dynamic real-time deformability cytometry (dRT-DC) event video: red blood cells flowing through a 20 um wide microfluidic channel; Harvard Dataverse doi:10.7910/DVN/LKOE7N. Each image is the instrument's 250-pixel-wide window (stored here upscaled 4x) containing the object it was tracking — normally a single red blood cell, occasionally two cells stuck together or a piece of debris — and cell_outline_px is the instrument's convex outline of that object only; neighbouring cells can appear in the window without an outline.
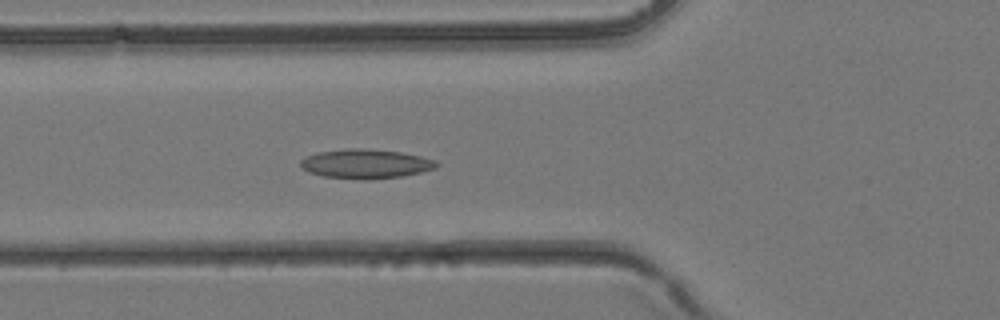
{"species": "common noctule bat (a hibernating species)", "species_latin": "Nyctalus noctula", "temperature_condition": "room temperature", "stored_images_in_passage": 33, "camera_frame_rate_fps": 3000, "um_per_image_px": 0.085, "animal": {"sex": "female", "body_mass_g": 24.6, "forearm_length_mm": 56.2}, "frame": {"image": 1, "passage_image": 8, "time_ms": 2.333, "image_size_px": [1000, 320], "cell_outline_px": [[440, 164], [436, 168], [420, 172], [400, 176], [368, 180], [364, 180], [324, 176], [308, 172], [300, 168], [300, 160], [316, 152], [348, 148], [360, 148], [400, 152], [420, 156], [436, 160]], "centroid_in_image_um": [31.06, 13.92], "position_along_channel_um": 94.7, "area_um2": 23.24}}
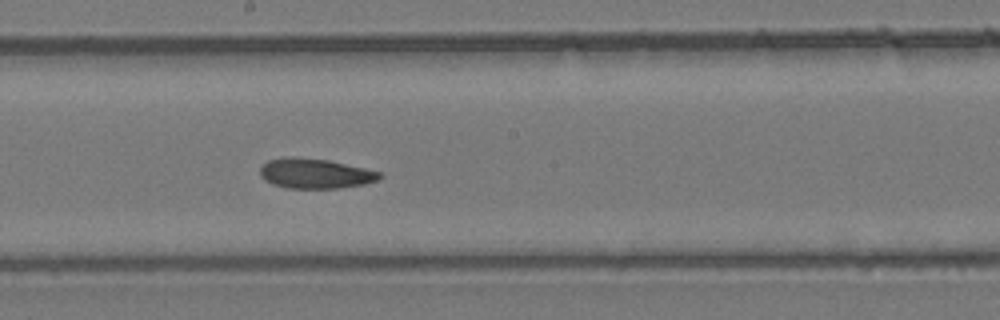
{"frame": {"image": 2, "passage_image": 15, "time_ms": 4.667, "image_size_px": [1000, 320], "cell_outline_px": [[384, 176], [376, 180], [364, 184], [340, 188], [288, 188], [272, 184], [264, 180], [260, 176], [260, 168], [268, 160], [284, 156], [292, 156], [328, 160], [364, 168], [380, 172]], "centroid_in_image_um": [26.75, 14.74], "position_along_channel_um": 221.4, "area_um2": 20.92}}
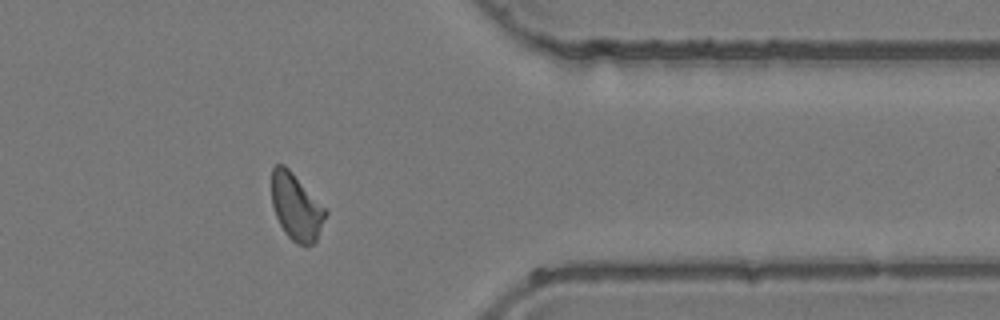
{"frame": {"image": 3, "passage_image": 25, "time_ms": 8.0, "image_size_px": [1000, 320], "cell_outline_px": [[328, 212], [316, 240], [312, 244], [296, 244], [284, 232], [276, 216], [272, 204], [272, 168], [276, 164], [284, 164], [292, 172]], "centroid_in_image_um": [25.16, 17.59], "position_along_channel_um": 386.2, "area_um2": 20.52}}